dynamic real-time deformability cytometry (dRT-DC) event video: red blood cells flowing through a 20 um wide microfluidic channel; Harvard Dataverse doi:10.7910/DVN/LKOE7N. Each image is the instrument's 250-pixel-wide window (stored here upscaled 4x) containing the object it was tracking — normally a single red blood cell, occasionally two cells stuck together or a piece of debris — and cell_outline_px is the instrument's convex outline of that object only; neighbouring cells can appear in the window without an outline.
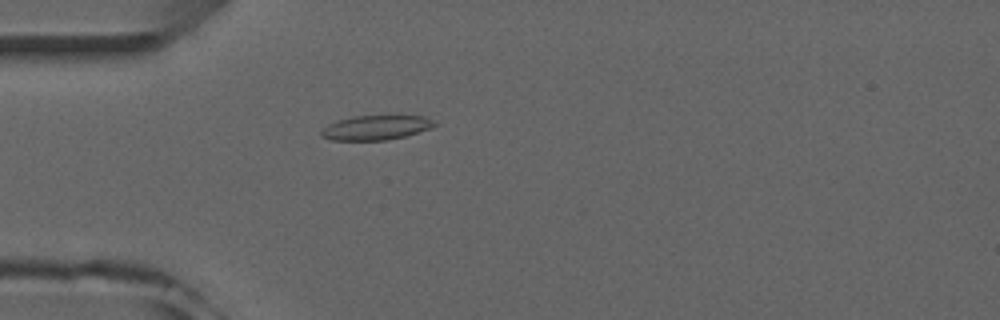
{"species": "common noctule bat (a hibernating species)", "species_latin": "Nyctalus noctula", "temperature_condition": "room temperature", "stored_images_in_passage": 2, "camera_frame_rate_fps": 3000, "um_per_image_px": 0.085, "animal": {"sex": "male", "forearm_length_mm": 52.5}, "frame": {"image": 1, "passage_image": 2, "time_ms": 1.333, "image_size_px": [1000, 320], "cell_outline_px": [[436, 124], [428, 128], [404, 136], [388, 140], [332, 140], [320, 136], [320, 132], [328, 124], [352, 116], [396, 112], [424, 116], [432, 120]], "centroid_in_image_um": [31.98, 10.78], "position_along_channel_um": 53.0, "area_um2": 16.88}}